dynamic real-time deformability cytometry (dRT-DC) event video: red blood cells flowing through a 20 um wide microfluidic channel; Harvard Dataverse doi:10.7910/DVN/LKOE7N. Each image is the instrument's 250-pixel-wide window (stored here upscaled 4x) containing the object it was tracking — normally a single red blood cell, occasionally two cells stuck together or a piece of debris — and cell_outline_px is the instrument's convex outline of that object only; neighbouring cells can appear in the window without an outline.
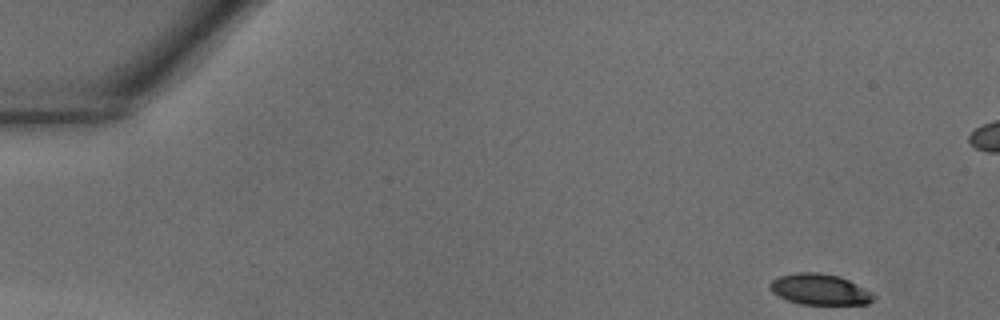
{"species": "common noctule bat (a hibernating species)", "species_latin": "Nyctalus noctula", "temperature_condition": "warm", "stored_images_in_passage": 39, "camera_frame_rate_fps": 3000, "um_per_image_px": 0.085, "animal": {"sex": "male", "body_mass_g": 18.8}, "frame": {"image": 1, "passage_image": 1, "time_ms": 0.0, "image_size_px": [1000, 320], "cell_outline_px": [[876, 296], [868, 304], [800, 304], [788, 300], [772, 292], [768, 288], [768, 284], [772, 280], [780, 276], [796, 272], [820, 272], [840, 276], [872, 292]], "centroid_in_image_um": [69.66, 24.59], "position_along_channel_um": 15.3, "area_um2": 18.67}}
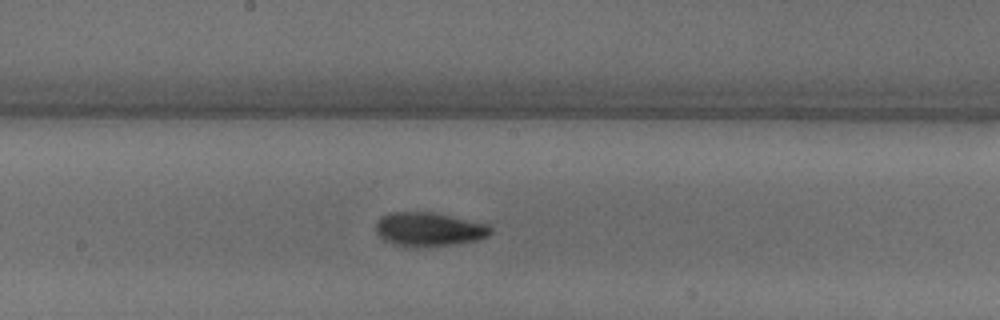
{"frame": {"image": 2, "passage_image": 20, "time_ms": 6.333, "image_size_px": [1000, 320], "cell_outline_px": [[492, 232], [488, 236], [476, 240], [452, 244], [416, 248], [392, 244], [384, 240], [376, 232], [376, 220], [380, 216], [388, 212], [436, 212], [488, 224], [492, 228]], "centroid_in_image_um": [36.43, 19.48], "position_along_channel_um": 211.8, "area_um2": 23.0}}
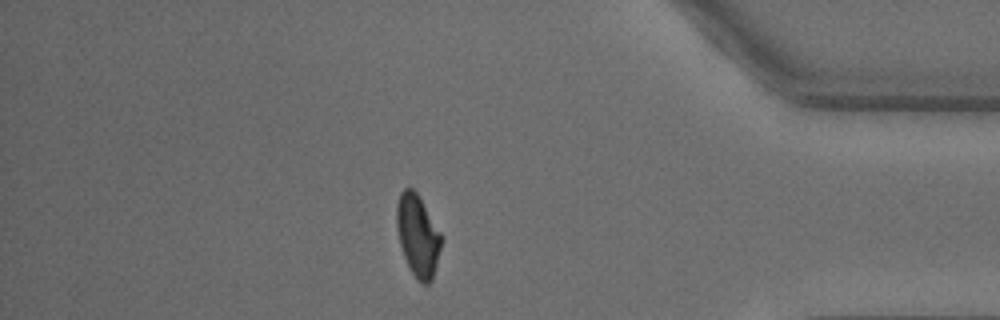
{"frame": {"image": 3, "passage_image": 33, "time_ms": 10.667, "image_size_px": [1000, 320], "cell_outline_px": [[440, 248], [432, 280], [428, 284], [424, 284], [416, 280], [404, 256], [400, 244], [396, 228], [396, 208], [400, 192], [404, 188], [412, 188], [416, 192], [440, 232]], "centroid_in_image_um": [35.48, 20.03], "position_along_channel_um": 399.7, "area_um2": 20.81}}